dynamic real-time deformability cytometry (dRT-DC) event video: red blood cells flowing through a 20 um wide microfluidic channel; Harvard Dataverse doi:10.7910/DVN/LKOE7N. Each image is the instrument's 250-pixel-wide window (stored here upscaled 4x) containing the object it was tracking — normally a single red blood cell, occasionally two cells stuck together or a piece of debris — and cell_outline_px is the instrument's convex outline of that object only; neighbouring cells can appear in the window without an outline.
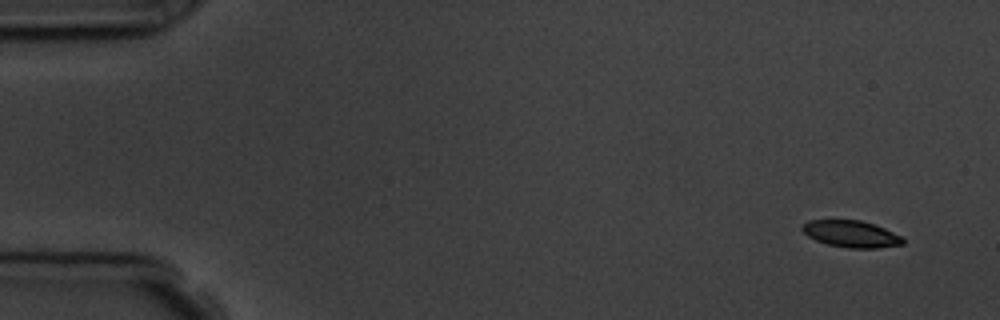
{"species": "common noctule bat (a hibernating species)", "species_latin": "Nyctalus noctula", "temperature_condition": "room temperature", "stored_images_in_passage": 4, "camera_frame_rate_fps": 3000, "um_per_image_px": 0.085, "animal": {"sex": "male", "body_mass_g": 19.5, "forearm_length_mm": 54.6}, "frame": {"image": 1, "passage_image": 1, "time_ms": 0.0, "image_size_px": [1000, 320], "cell_outline_px": [[904, 244], [880, 248], [848, 248], [828, 244], [816, 240], [808, 236], [800, 228], [808, 220], [860, 220], [884, 228], [904, 236]], "centroid_in_image_um": [72.39, 19.89], "position_along_channel_um": 12.6, "area_um2": 15.72}}
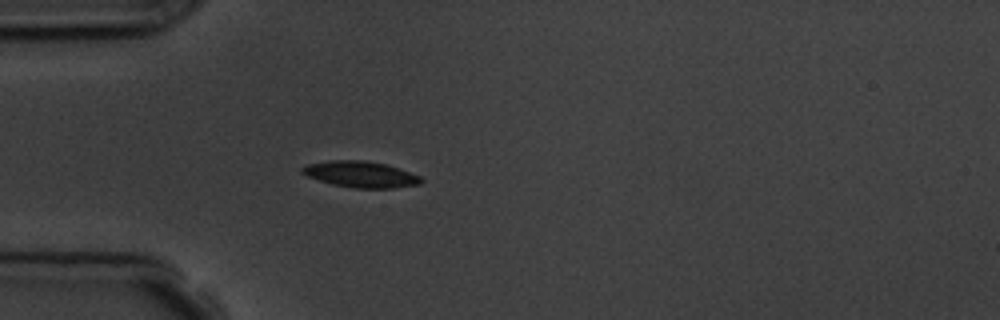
{"frame": {"image": 2, "passage_image": 4, "time_ms": 4.333, "image_size_px": [1000, 320], "cell_outline_px": [[424, 180], [420, 184], [392, 188], [352, 188], [332, 184], [308, 176], [300, 172], [300, 168], [308, 164], [328, 160], [364, 160], [384, 164], [420, 176]], "centroid_in_image_um": [30.63, 14.82], "position_along_channel_um": 54.4, "area_um2": 17.98}}